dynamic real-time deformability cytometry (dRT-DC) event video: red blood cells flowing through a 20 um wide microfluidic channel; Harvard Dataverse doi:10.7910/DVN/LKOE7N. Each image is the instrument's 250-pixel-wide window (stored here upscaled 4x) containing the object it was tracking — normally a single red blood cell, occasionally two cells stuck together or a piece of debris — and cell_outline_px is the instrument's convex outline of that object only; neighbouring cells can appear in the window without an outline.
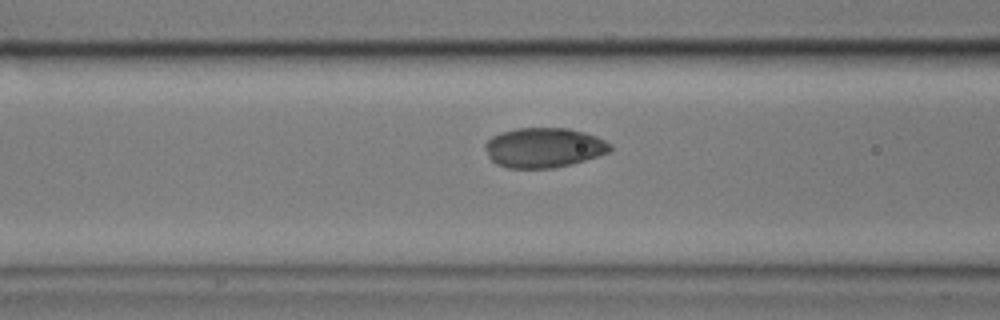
{"species": "common noctule bat (a hibernating species)", "species_latin": "Nyctalus noctula", "temperature_condition": "cold", "stored_images_in_passage": 41, "camera_frame_rate_fps": 3000, "um_per_image_px": 0.085, "animal": {"sex": "male", "body_mass_g": 17.9}, "frame": {"image": 1, "passage_image": 11, "time_ms": 3.333, "image_size_px": [1000, 320], "cell_outline_px": [[612, 148], [608, 152], [584, 160], [552, 168], [508, 168], [496, 164], [488, 156], [484, 148], [484, 144], [492, 136], [500, 132], [516, 128], [568, 128], [584, 132], [596, 136], [612, 144]], "centroid_in_image_um": [46.19, 12.54], "position_along_channel_um": 120.4, "area_um2": 28.96}}
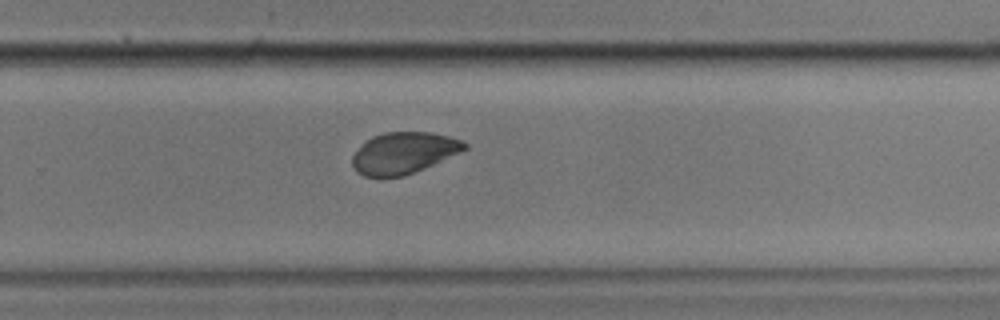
{"frame": {"image": 2, "passage_image": 26, "time_ms": 8.333, "image_size_px": [1000, 320], "cell_outline_px": [[468, 148], [460, 152], [424, 168], [404, 176], [364, 176], [356, 172], [352, 164], [352, 156], [372, 136], [384, 132], [432, 132], [448, 136], [460, 140], [468, 144]], "centroid_in_image_um": [34.32, 12.99], "position_along_channel_um": 295.5, "area_um2": 26.76}}
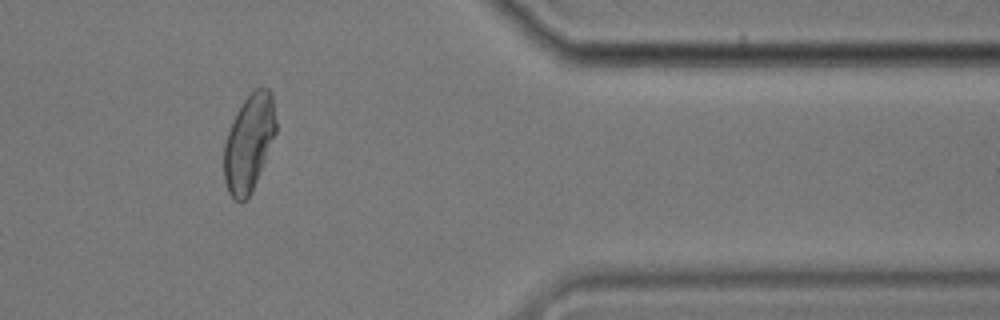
{"frame": {"image": 3, "passage_image": 36, "time_ms": 11.667, "image_size_px": [1000, 320], "cell_outline_px": [[276, 132], [252, 192], [240, 204], [228, 192], [224, 180], [224, 144], [228, 132], [236, 112], [244, 100], [256, 88], [268, 88], [272, 92], [276, 120]], "centroid_in_image_um": [21.16, 12.14], "position_along_channel_um": 390.2, "area_um2": 29.19}}